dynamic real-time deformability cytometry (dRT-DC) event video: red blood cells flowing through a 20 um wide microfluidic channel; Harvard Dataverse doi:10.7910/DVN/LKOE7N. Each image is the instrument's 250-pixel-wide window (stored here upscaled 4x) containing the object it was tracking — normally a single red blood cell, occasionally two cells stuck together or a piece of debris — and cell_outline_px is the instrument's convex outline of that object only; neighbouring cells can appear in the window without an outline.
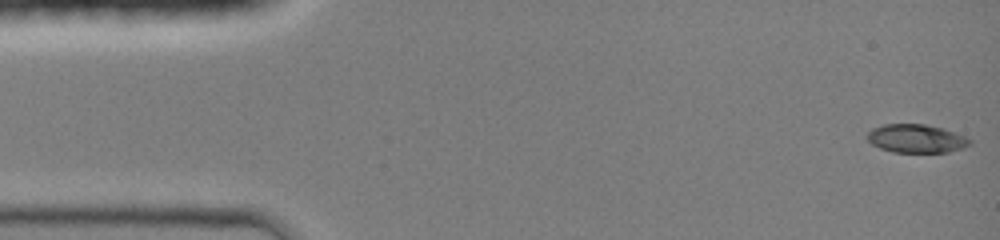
{"species": "common noctule bat (a hibernating species)", "species_latin": "Nyctalus noctula", "temperature_condition": "room temperature", "stored_images_in_passage": 44, "camera_frame_rate_fps": 3000, "um_per_image_px": 0.085, "animal": {"sex": "female", "body_mass_g": 19.0, "forearm_length_mm": 51.5}, "frame": {"image": 1, "passage_image": 1, "time_ms": 0.0, "image_size_px": [1000, 240], "cell_outline_px": [[972, 144], [948, 152], [892, 152], [880, 148], [872, 144], [868, 140], [868, 132], [872, 128], [884, 124], [924, 124], [944, 128], [964, 136], [972, 140]], "centroid_in_image_um": [77.88, 11.77], "position_along_channel_um": 7.1, "area_um2": 16.94}}
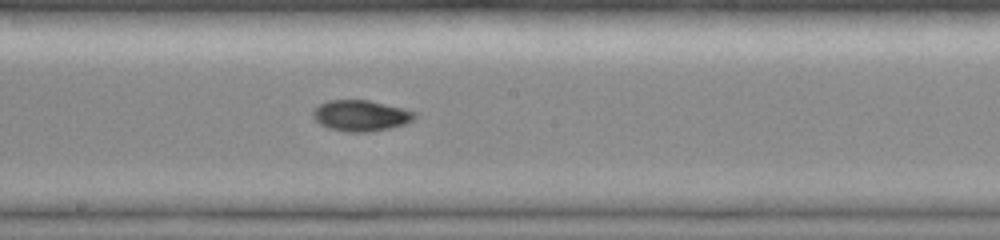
{"frame": {"image": 2, "passage_image": 24, "time_ms": 7.667, "image_size_px": [1000, 240], "cell_outline_px": [[416, 116], [412, 120], [404, 124], [388, 128], [368, 132], [348, 132], [328, 128], [320, 124], [312, 116], [312, 112], [320, 104], [328, 100], [368, 100], [404, 108], [416, 112]], "centroid_in_image_um": [30.66, 9.82], "position_along_channel_um": 217.5, "area_um2": 18.26}}
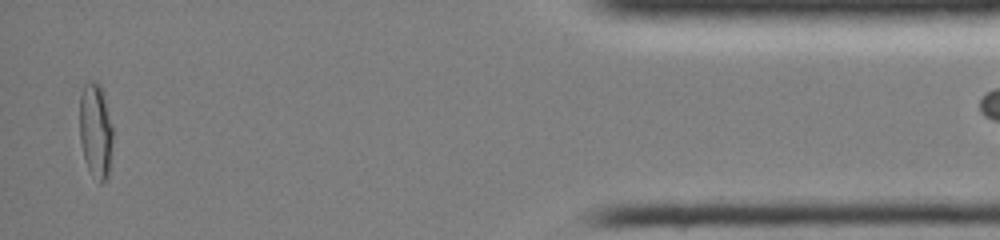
{"frame": {"image": 3, "passage_image": 43, "time_ms": 14.0, "image_size_px": [1000, 240], "cell_outline_px": [[112, 140], [108, 176], [100, 184], [88, 168], [84, 160], [80, 140], [80, 96], [84, 84], [88, 80], [96, 80], [100, 84], [104, 92], [112, 124]], "centroid_in_image_um": [8.12, 11.04], "position_along_channel_um": 427.1, "area_um2": 18.55}}